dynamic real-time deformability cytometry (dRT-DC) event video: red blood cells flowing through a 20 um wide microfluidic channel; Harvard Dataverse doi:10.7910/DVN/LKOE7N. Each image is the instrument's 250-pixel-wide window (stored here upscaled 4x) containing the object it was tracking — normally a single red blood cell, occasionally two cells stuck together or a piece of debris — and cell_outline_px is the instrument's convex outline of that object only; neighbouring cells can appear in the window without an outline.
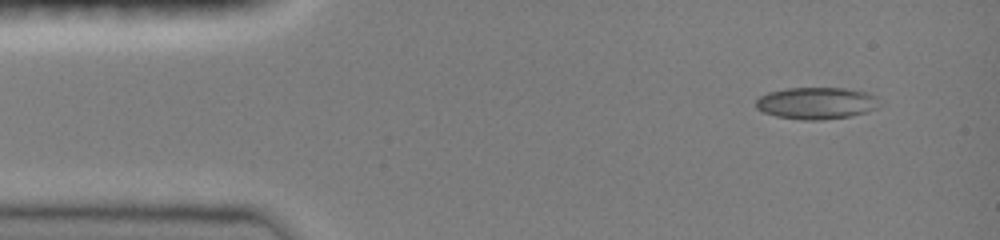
{"species": "common noctule bat (a hibernating species)", "species_latin": "Nyctalus noctula", "temperature_condition": "room temperature", "stored_images_in_passage": 44, "camera_frame_rate_fps": 3000, "um_per_image_px": 0.085, "animal": {"sex": "female", "body_mass_g": 19.0, "forearm_length_mm": 51.5}, "frame": {"image": 1, "passage_image": 1, "time_ms": 0.0, "image_size_px": [1000, 240], "cell_outline_px": [[884, 104], [868, 112], [848, 116], [820, 120], [804, 120], [776, 116], [764, 112], [756, 108], [756, 100], [760, 96], [768, 92], [788, 88], [844, 88], [868, 92], [876, 96]], "centroid_in_image_um": [69.45, 8.76], "position_along_channel_um": 15.6, "area_um2": 23.12}}
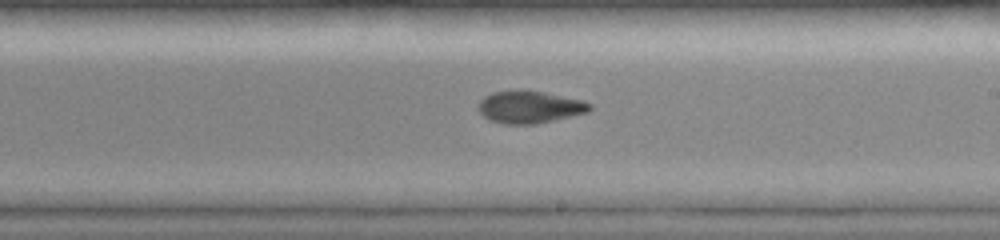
{"frame": {"image": 2, "passage_image": 24, "time_ms": 7.667, "image_size_px": [1000, 240], "cell_outline_px": [[592, 108], [588, 112], [536, 124], [504, 124], [488, 120], [476, 108], [480, 100], [484, 96], [492, 92], [520, 88], [544, 92], [584, 100], [592, 104]], "centroid_in_image_um": [44.99, 9.07], "position_along_channel_um": 244.0, "area_um2": 21.44}}
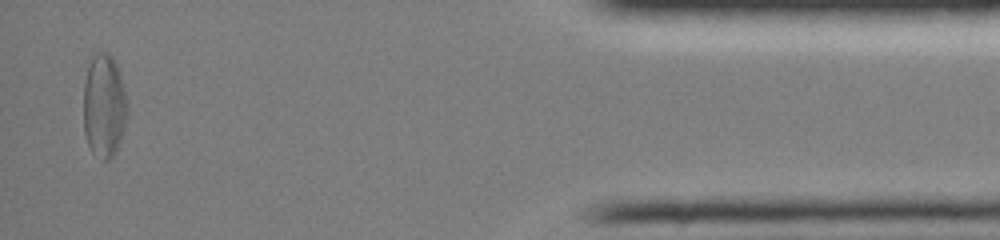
{"frame": {"image": 3, "passage_image": 42, "time_ms": 13.667, "image_size_px": [1000, 240], "cell_outline_px": [[128, 112], [120, 140], [116, 152], [108, 160], [104, 160], [92, 152], [88, 144], [84, 132], [84, 80], [92, 52], [108, 52], [112, 56], [120, 72], [128, 100]], "centroid_in_image_um": [8.85, 8.95], "position_along_channel_um": 426.3, "area_um2": 26.88}, "authors_computed_cell_mechanics": {"area_um2": 22.0796, "velocity_mm_per_s": 4.0696, "shape_relaxation_time_tau1_ms": null, "shape_relaxation_time_tau2_ms": 4.658, "deformation_change_tau1": null, "deformation_change_tau2": 0.1047}}